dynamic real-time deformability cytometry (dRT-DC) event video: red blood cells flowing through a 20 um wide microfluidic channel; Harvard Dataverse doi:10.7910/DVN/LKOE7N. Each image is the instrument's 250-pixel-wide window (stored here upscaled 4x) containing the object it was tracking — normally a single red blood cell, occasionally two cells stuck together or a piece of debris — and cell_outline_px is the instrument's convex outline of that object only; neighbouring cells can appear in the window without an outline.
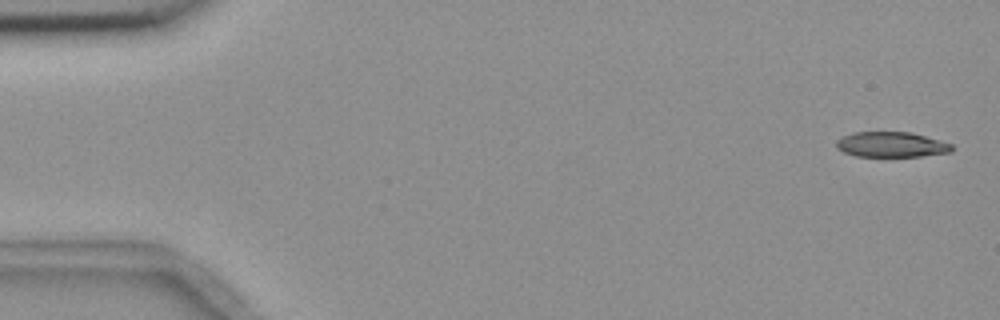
{"species": "common noctule bat (a hibernating species)", "species_latin": "Nyctalus noctula", "temperature_condition": "room temperature", "stored_images_in_passage": 3, "camera_frame_rate_fps": 3000, "um_per_image_px": 0.085, "animal": {"sex": "female", "body_mass_g": 18.4}, "frame": {"image": 1, "passage_image": 1, "time_ms": 0.0, "image_size_px": [1000, 320], "cell_outline_px": [[952, 152], [920, 156], [856, 156], [844, 152], [836, 148], [836, 140], [852, 132], [908, 132], [924, 136], [952, 144]], "centroid_in_image_um": [75.73, 12.29], "position_along_channel_um": 9.3, "area_um2": 16.82}}